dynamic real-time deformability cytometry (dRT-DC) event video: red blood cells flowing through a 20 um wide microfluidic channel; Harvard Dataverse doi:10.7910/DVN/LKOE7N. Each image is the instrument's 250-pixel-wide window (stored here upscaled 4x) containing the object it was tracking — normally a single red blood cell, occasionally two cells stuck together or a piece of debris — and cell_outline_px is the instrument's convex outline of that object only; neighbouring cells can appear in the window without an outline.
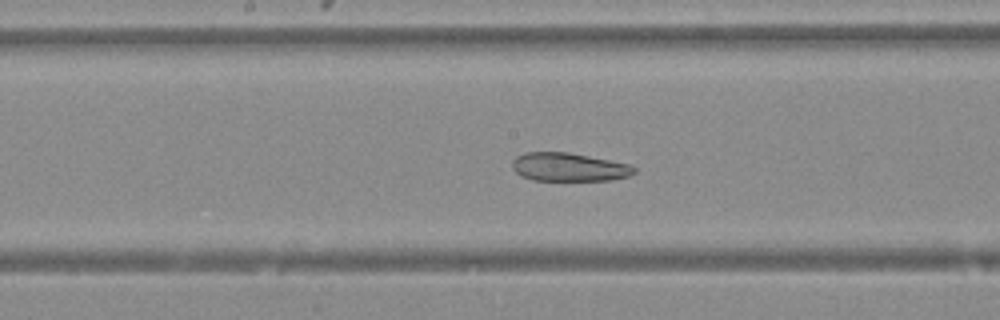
{"species": "Egyptian fruit bat (a non-hibernating species)", "species_latin": "Rousettus aegyptiacus", "temperature_condition": "warm", "stored_images_in_passage": 15, "camera_frame_rate_fps": 3000, "um_per_image_px": 0.085, "animal": {"sex": "female"}, "frame": {"image": 1, "passage_image": 11, "time_ms": 3.333, "image_size_px": [1000, 320], "cell_outline_px": [[636, 172], [628, 176], [612, 180], [532, 180], [520, 176], [512, 168], [512, 160], [516, 156], [524, 152], [568, 152], [632, 164], [636, 168]], "centroid_in_image_um": [48.35, 14.2], "position_along_channel_um": 199.8, "area_um2": 20.4}}